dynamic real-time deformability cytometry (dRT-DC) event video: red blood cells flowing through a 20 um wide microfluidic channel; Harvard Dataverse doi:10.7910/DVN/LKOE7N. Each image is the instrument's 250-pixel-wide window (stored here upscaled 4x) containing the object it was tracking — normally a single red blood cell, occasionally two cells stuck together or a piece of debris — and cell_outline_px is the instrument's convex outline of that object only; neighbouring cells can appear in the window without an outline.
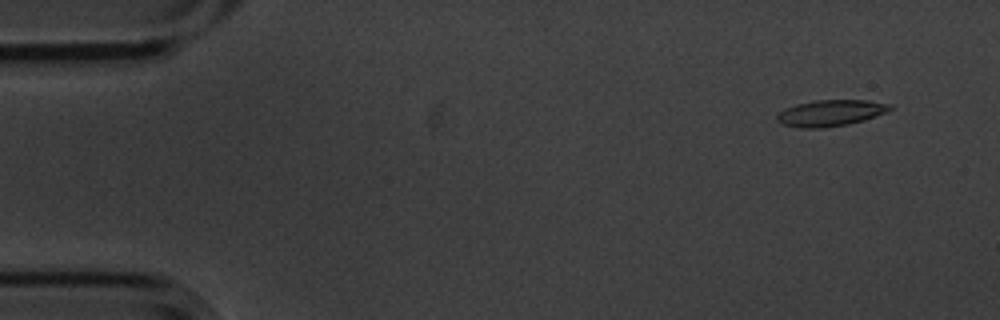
{"species": "common noctule bat (a hibernating species)", "species_latin": "Nyctalus noctula", "temperature_condition": "cold", "stored_images_in_passage": 5, "camera_frame_rate_fps": 3000, "um_per_image_px": 0.085, "animal": {"sex": "male", "body_mass_g": 20.1, "forearm_length_mm": 53.5}, "frame": {"image": 1, "passage_image": 1, "time_ms": 0.0, "image_size_px": [1000, 320], "cell_outline_px": [[892, 108], [884, 112], [864, 120], [848, 124], [824, 128], [800, 128], [780, 124], [776, 120], [776, 116], [784, 108], [796, 104], [816, 100], [868, 100], [892, 104]], "centroid_in_image_um": [70.55, 9.61], "position_along_channel_um": 14.5, "area_um2": 17.34}}
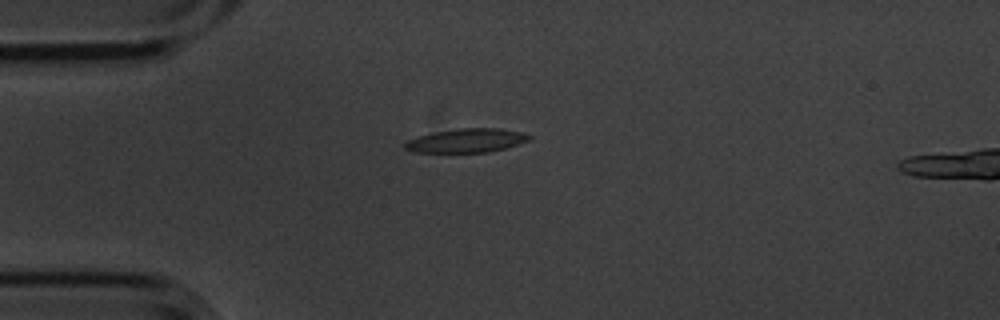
{"frame": {"image": 2, "passage_image": 4, "time_ms": 1.0, "image_size_px": [1000, 320], "cell_outline_px": [[532, 140], [504, 148], [488, 152], [416, 152], [404, 148], [404, 144], [408, 140], [420, 136], [436, 132], [460, 128], [500, 128], [524, 132], [532, 136]], "centroid_in_image_um": [39.73, 11.94], "position_along_channel_um": 45.3, "area_um2": 17.17}}